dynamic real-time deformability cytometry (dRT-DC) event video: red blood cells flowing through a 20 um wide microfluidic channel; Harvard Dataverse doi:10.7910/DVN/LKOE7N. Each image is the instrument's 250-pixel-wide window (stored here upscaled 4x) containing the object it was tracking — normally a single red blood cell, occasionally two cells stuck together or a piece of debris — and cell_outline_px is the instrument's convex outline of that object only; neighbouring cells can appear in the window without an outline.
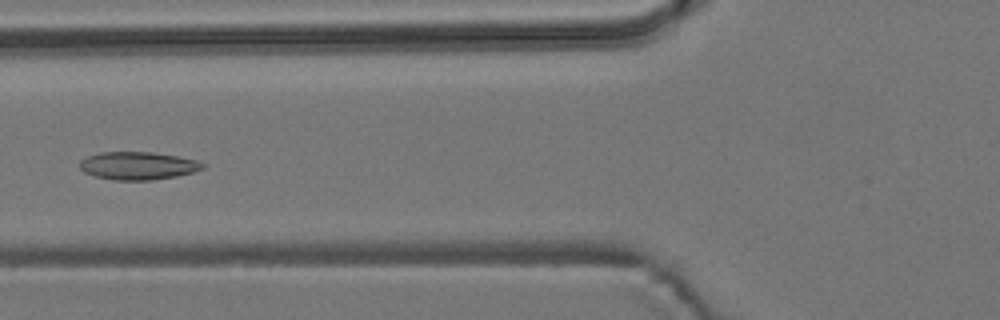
{"species": "common noctule bat (a hibernating species)", "species_latin": "Nyctalus noctula", "temperature_condition": "room temperature", "stored_images_in_passage": 5, "camera_frame_rate_fps": 3000, "um_per_image_px": 0.085, "animal": {"sex": "male", "body_mass_g": 19.2, "forearm_length_mm": 51.8}, "frame": {"image": 1, "passage_image": 5, "time_ms": 4.667, "image_size_px": [1000, 320], "cell_outline_px": [[208, 164], [204, 168], [192, 172], [176, 176], [152, 180], [112, 180], [96, 176], [84, 172], [80, 168], [80, 160], [88, 156], [100, 152], [152, 152], [176, 156], [196, 160]], "centroid_in_image_um": [11.73, 14.08], "position_along_channel_um": 114.1, "area_um2": 19.94}}